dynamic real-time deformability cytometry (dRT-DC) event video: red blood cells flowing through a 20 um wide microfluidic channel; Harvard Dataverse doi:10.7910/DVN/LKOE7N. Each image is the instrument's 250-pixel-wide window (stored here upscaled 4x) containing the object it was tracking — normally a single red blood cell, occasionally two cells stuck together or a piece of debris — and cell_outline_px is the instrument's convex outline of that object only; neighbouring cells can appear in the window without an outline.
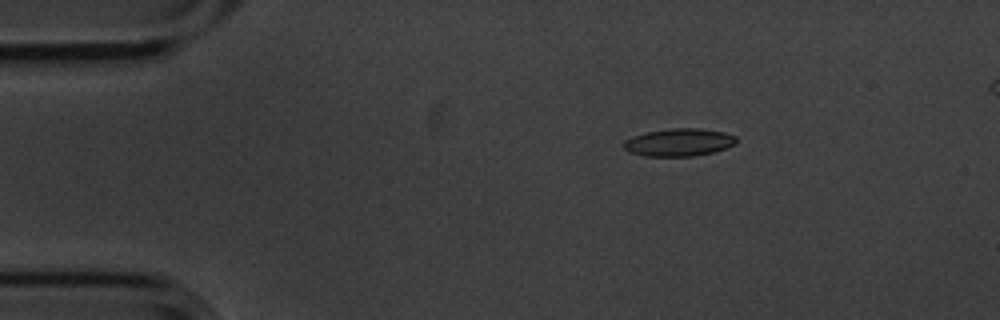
{"species": "common noctule bat (a hibernating species)", "species_latin": "Nyctalus noctula", "temperature_condition": "cold", "stored_images_in_passage": 4, "camera_frame_rate_fps": 3000, "um_per_image_px": 0.085, "animal": {"sex": "male", "body_mass_g": 20.1, "forearm_length_mm": 53.5}, "frame": {"image": 1, "passage_image": 1, "time_ms": 0.0, "image_size_px": [1000, 320], "cell_outline_px": [[736, 144], [712, 152], [692, 156], [644, 156], [628, 152], [624, 148], [624, 140], [632, 136], [648, 132], [672, 128], [700, 128], [724, 132], [736, 136]], "centroid_in_image_um": [57.69, 12.09], "position_along_channel_um": 27.3, "area_um2": 18.09}}